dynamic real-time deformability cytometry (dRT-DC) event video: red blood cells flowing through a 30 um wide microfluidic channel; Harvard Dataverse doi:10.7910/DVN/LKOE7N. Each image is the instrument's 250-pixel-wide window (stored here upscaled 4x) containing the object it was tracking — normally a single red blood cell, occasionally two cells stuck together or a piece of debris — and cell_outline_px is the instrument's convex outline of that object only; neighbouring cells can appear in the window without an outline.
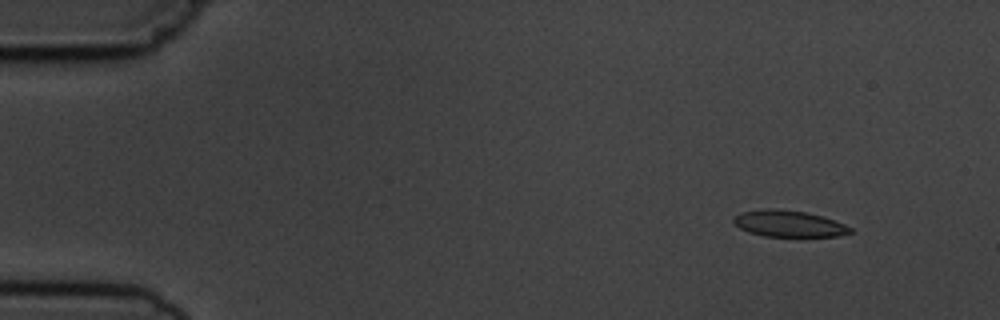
{"species": "common noctule bat (a hibernating species)", "species_latin": "Nyctalus noctula", "temperature_condition": "cold", "stored_images_in_passage": 5, "camera_frame_rate_fps": 3000, "um_per_image_px": 0.085, "animal": {"sex": "male", "body_mass_g": 19.5, "forearm_length_mm": 54.6}, "frame": {"image": 1, "passage_image": 1, "time_ms": 0.0, "image_size_px": [1000, 320], "cell_outline_px": [[852, 232], [840, 236], [764, 236], [748, 232], [740, 228], [732, 220], [732, 216], [740, 212], [768, 208], [776, 208], [804, 212], [824, 216], [844, 224], [852, 228]], "centroid_in_image_um": [67.03, 19.0], "position_along_channel_um": 18.0, "area_um2": 18.03}}